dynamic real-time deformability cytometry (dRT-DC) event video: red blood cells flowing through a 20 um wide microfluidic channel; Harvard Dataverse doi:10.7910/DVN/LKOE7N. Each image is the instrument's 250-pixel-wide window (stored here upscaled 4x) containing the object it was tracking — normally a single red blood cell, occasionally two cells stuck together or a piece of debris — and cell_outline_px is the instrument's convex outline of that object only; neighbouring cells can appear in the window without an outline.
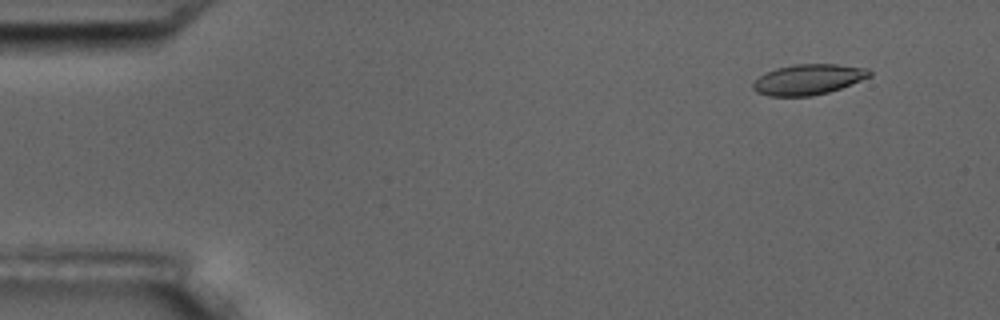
{"species": "common noctule bat (a hibernating species)", "species_latin": "Nyctalus noctula", "temperature_condition": "room temperature", "stored_images_in_passage": 6, "camera_frame_rate_fps": 3000, "um_per_image_px": 0.085, "animal": {"sex": "male", "body_mass_g": 17.5, "forearm_length_mm": 52.3}, "frame": {"image": 1, "passage_image": 2, "time_ms": 1.333, "image_size_px": [1000, 320], "cell_outline_px": [[872, 76], [840, 88], [828, 92], [812, 96], [768, 96], [756, 92], [752, 88], [752, 84], [760, 76], [776, 68], [792, 64], [836, 64], [868, 68], [872, 72]], "centroid_in_image_um": [68.71, 6.75], "position_along_channel_um": 16.3, "area_um2": 20.69}}
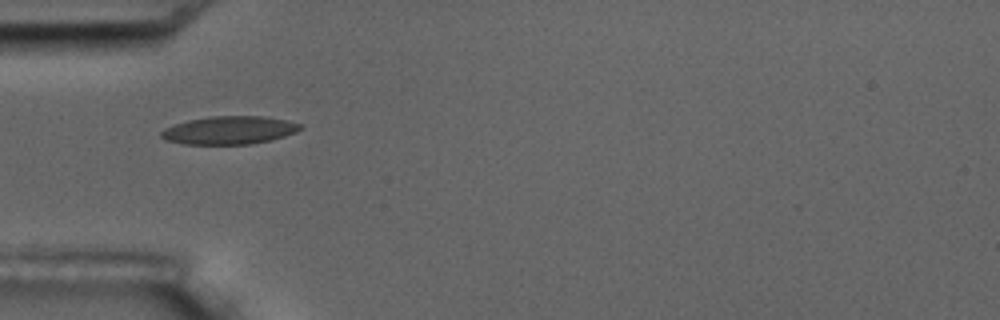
{"frame": {"image": 2, "passage_image": 5, "time_ms": 5.667, "image_size_px": [1000, 320], "cell_outline_px": [[304, 128], [296, 132], [272, 140], [248, 144], [184, 144], [164, 140], [160, 136], [160, 132], [164, 128], [172, 124], [188, 120], [208, 116], [264, 116], [288, 120], [304, 124]], "centroid_in_image_um": [19.5, 11.06], "position_along_channel_um": 65.5, "area_um2": 23.12}}